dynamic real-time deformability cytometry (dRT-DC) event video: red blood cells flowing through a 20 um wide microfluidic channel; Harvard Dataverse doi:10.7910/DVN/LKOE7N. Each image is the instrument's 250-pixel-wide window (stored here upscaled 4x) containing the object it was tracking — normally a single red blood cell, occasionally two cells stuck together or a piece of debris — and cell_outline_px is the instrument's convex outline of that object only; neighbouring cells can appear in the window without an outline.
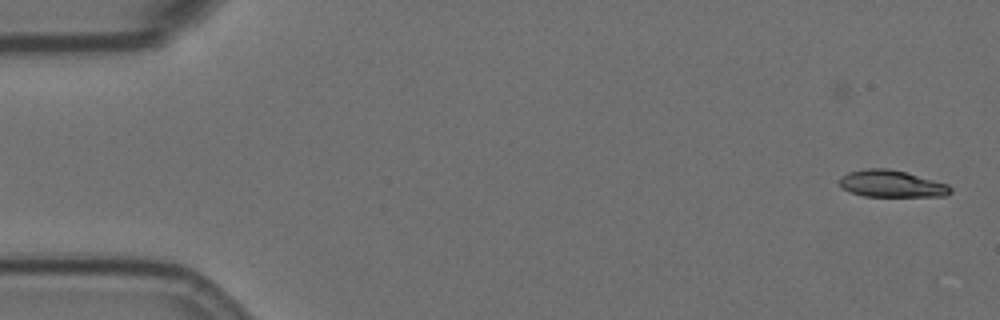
{"species": "Egyptian fruit bat (a non-hibernating species)", "species_latin": "Rousettus aegyptiacus", "temperature_condition": "room temperature", "stored_images_in_passage": 56, "camera_frame_rate_fps": 3000, "um_per_image_px": 0.085, "animal": {"sex": "female"}, "frame": {"image": 1, "passage_image": 1, "time_ms": 0.0, "image_size_px": [1000, 320], "cell_outline_px": [[952, 192], [944, 196], [864, 196], [848, 192], [840, 184], [840, 176], [848, 172], [868, 168], [888, 168], [904, 172], [948, 184], [952, 188]], "centroid_in_image_um": [75.77, 15.62], "position_along_channel_um": 9.2, "area_um2": 17.28}}
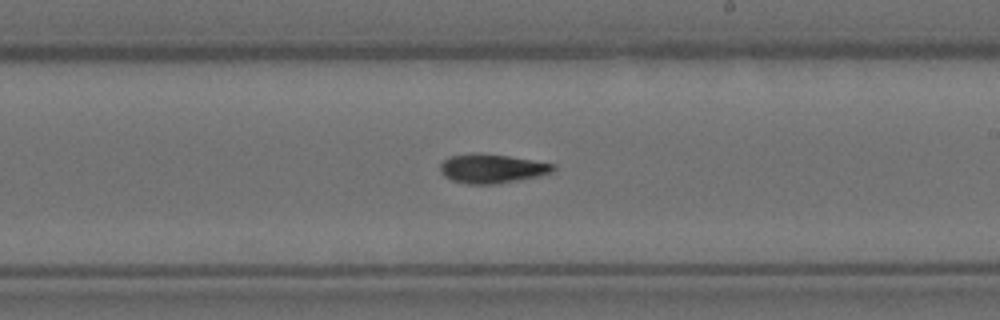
{"frame": {"image": 2, "passage_image": 32, "time_ms": 10.333, "image_size_px": [1000, 320], "cell_outline_px": [[556, 168], [552, 172], [536, 176], [496, 184], [468, 184], [452, 180], [444, 176], [440, 172], [440, 164], [444, 160], [452, 156], [508, 156], [556, 164]], "centroid_in_image_um": [41.84, 14.37], "position_along_channel_um": 247.2, "area_um2": 18.21}}
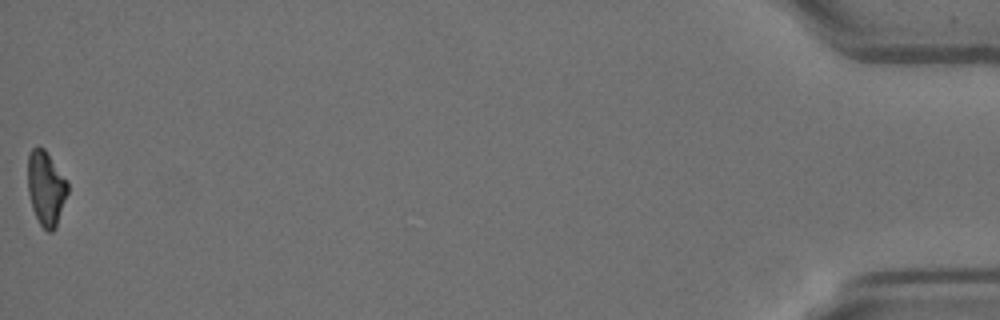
{"frame": {"image": 3, "passage_image": 56, "time_ms": 18.333, "image_size_px": [1000, 320], "cell_outline_px": [[68, 192], [56, 228], [52, 232], [48, 232], [40, 224], [32, 208], [28, 192], [28, 156], [32, 148], [44, 148], [68, 180]], "centroid_in_image_um": [3.93, 16.01], "position_along_channel_um": 431.3, "area_um2": 17.34}, "authors_computed_cell_mechanics": {"area_um2": 18.2359, "velocity_mm_per_s": 3.5768, "shape_relaxation_time_tau1_ms": 9.209, "shape_relaxation_time_tau2_ms": null, "deformation_change_tau1": 0.2223, "deformation_change_tau2": null}}